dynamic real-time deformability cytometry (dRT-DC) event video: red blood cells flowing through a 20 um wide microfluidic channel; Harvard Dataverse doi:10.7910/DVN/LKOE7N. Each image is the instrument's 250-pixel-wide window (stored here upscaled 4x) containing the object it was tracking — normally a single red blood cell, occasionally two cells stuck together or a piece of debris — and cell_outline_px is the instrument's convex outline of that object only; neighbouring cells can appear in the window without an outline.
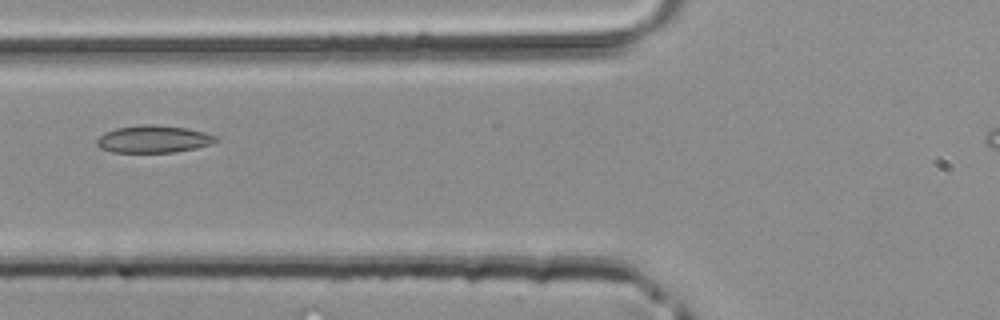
{"species": "common noctule bat (a hibernating species)", "species_latin": "Nyctalus noctula", "temperature_condition": "room temperature", "stored_images_in_passage": 31, "camera_frame_rate_fps": 3000, "um_per_image_px": 0.085, "animal": {"sex": "male", "body_mass_g": 20.4}, "frame": {"image": 1, "passage_image": 7, "time_ms": 2.0, "image_size_px": [1000, 320], "cell_outline_px": [[220, 140], [212, 144], [196, 148], [176, 152], [112, 152], [100, 148], [96, 144], [96, 140], [104, 132], [116, 128], [140, 124], [156, 124], [188, 128], [204, 132], [216, 136]], "centroid_in_image_um": [13.06, 11.81], "position_along_channel_um": 112.7, "area_um2": 19.19}}
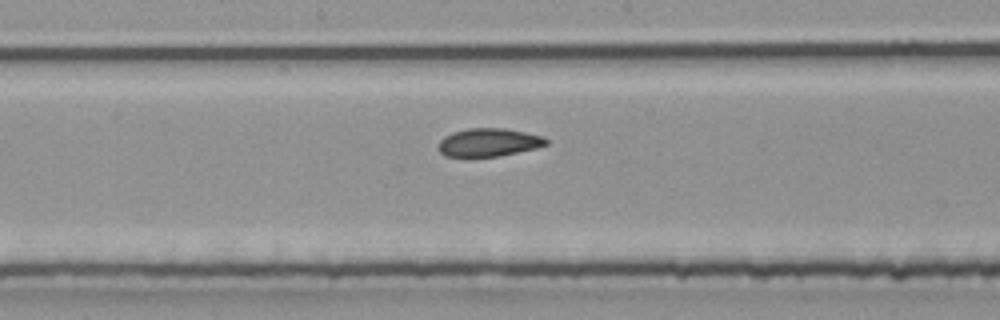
{"frame": {"image": 2, "passage_image": 13, "time_ms": 4.0, "image_size_px": [1000, 320], "cell_outline_px": [[548, 144], [536, 148], [500, 156], [472, 160], [464, 160], [444, 156], [436, 148], [440, 140], [444, 136], [452, 132], [468, 128], [504, 128], [544, 136], [548, 140]], "centroid_in_image_um": [41.45, 12.16], "position_along_channel_um": 206.8, "area_um2": 18.67}}
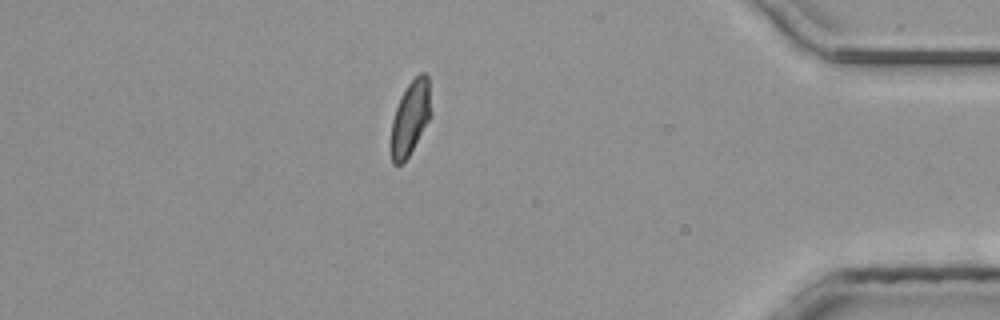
{"frame": {"image": 3, "passage_image": 28, "time_ms": 9.0, "image_size_px": [1000, 320], "cell_outline_px": [[432, 116], [408, 156], [400, 164], [392, 164], [392, 120], [396, 108], [408, 84], [420, 72], [424, 72], [428, 76], [432, 112]], "centroid_in_image_um": [34.93, 9.98], "position_along_channel_um": 400.3, "area_um2": 16.99}}